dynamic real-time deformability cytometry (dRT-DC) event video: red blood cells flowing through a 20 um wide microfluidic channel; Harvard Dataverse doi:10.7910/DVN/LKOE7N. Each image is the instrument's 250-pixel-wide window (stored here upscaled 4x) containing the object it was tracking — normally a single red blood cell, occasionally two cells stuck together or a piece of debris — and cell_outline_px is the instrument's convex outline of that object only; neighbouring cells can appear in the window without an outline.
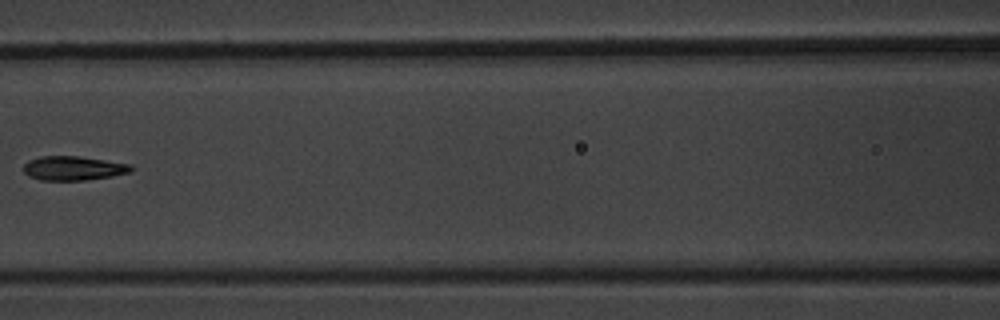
{"species": "common noctule bat (a hibernating species)", "species_latin": "Nyctalus noctula", "temperature_condition": "warm", "stored_images_in_passage": 8, "camera_frame_rate_fps": 3000, "um_per_image_px": 0.085, "animal": {"sex": "male", "body_mass_g": 20.1, "forearm_length_mm": 53.5}, "frame": {"image": 1, "passage_image": 7, "time_ms": 7.0, "image_size_px": [1000, 320], "cell_outline_px": [[136, 168], [132, 172], [112, 176], [88, 180], [40, 180], [28, 176], [24, 172], [24, 164], [28, 160], [40, 156], [80, 156], [132, 164]], "centroid_in_image_um": [6.28, 14.29], "position_along_channel_um": 160.3, "area_um2": 15.43}}
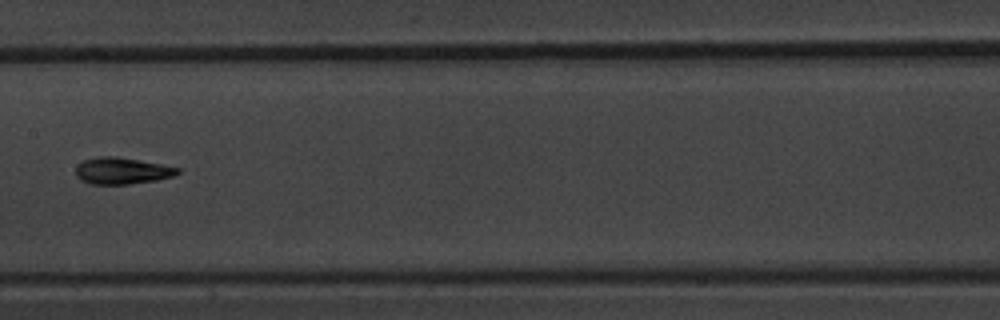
{"frame": {"image": 2, "passage_image": 8, "time_ms": 8.0, "image_size_px": [1000, 320], "cell_outline_px": [[180, 172], [176, 176], [156, 180], [128, 184], [92, 184], [80, 180], [76, 176], [76, 164], [84, 160], [100, 156], [116, 156], [160, 164], [180, 168]], "centroid_in_image_um": [10.36, 14.52], "position_along_channel_um": 197.0, "area_um2": 15.84}}